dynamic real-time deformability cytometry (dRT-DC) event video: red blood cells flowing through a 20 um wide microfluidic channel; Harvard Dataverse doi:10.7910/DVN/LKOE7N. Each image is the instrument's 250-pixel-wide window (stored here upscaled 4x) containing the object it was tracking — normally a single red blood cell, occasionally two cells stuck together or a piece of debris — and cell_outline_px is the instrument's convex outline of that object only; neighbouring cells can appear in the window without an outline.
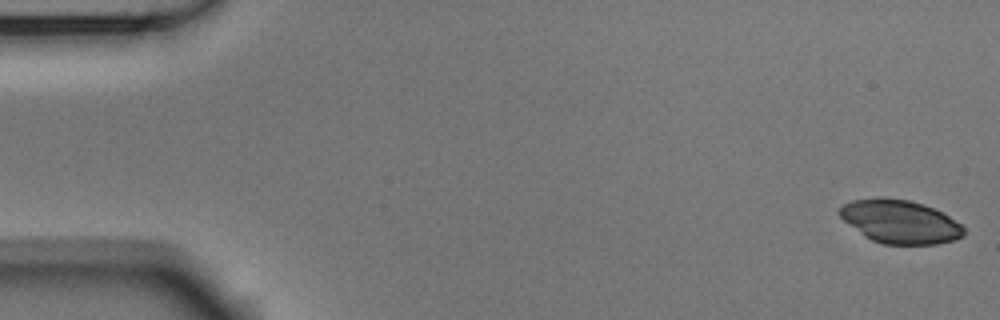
{"species": "Egyptian fruit bat (a non-hibernating species)", "species_latin": "Rousettus aegyptiacus", "temperature_condition": "room temperature", "stored_images_in_passage": 54, "camera_frame_rate_fps": 3000, "um_per_image_px": 0.085, "animal": {"sex": "male"}, "frame": {"image": 1, "passage_image": 1, "time_ms": 0.0, "image_size_px": [1000, 320], "cell_outline_px": [[964, 236], [952, 240], [936, 244], [884, 244], [872, 240], [864, 236], [844, 220], [836, 212], [844, 204], [852, 200], [876, 196], [884, 196], [908, 200], [924, 204], [944, 212], [960, 224], [964, 228]], "centroid_in_image_um": [76.49, 18.81], "position_along_channel_um": 8.5, "area_um2": 31.62}}